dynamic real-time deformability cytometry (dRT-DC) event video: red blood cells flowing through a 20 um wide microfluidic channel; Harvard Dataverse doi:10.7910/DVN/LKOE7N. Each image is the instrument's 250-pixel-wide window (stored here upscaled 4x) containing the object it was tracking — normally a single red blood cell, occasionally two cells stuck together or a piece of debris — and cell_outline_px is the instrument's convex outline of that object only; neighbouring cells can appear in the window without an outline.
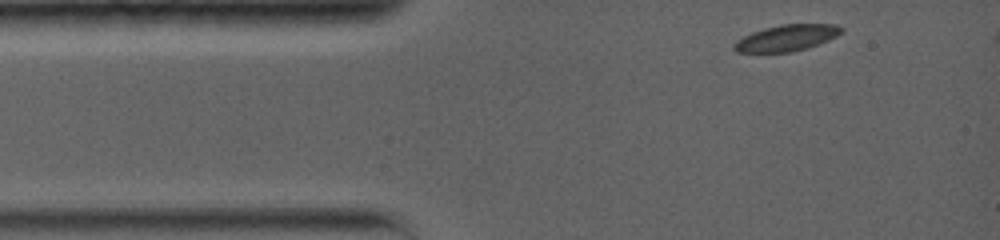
{"species": "common noctule bat (a hibernating species)", "species_latin": "Nyctalus noctula", "temperature_condition": "warm", "stored_images_in_passage": 4, "camera_frame_rate_fps": 5000, "um_per_image_px": 0.085, "animal": {"sex": "female", "body_mass_g": 19.0, "forearm_length_mm": 56.7}, "frame": {"image": 1, "passage_image": 1, "time_ms": 0.0, "image_size_px": [1000, 240], "cell_outline_px": [[844, 32], [828, 40], [792, 52], [736, 52], [732, 48], [732, 44], [736, 40], [752, 32], [764, 28], [780, 24], [836, 24], [844, 28]], "centroid_in_image_um": [66.85, 3.21], "position_along_channel_um": 18.2, "area_um2": 16.42}}
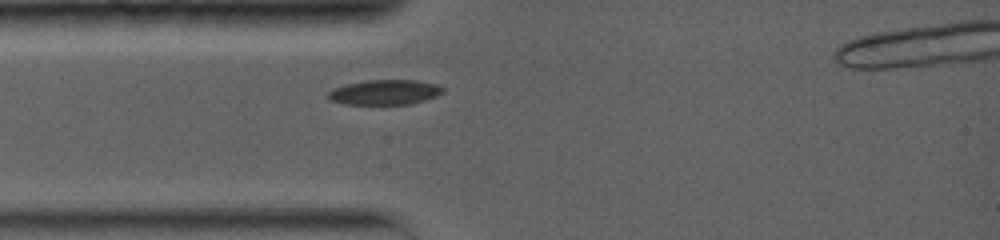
{"frame": {"image": 2, "passage_image": 4, "time_ms": 2.0, "image_size_px": [1000, 240], "cell_outline_px": [[444, 92], [436, 96], [412, 104], [344, 104], [332, 100], [328, 96], [328, 92], [332, 88], [348, 84], [368, 80], [416, 80], [436, 84], [444, 88]], "centroid_in_image_um": [32.73, 7.84], "position_along_channel_um": 52.3, "area_um2": 16.59}}